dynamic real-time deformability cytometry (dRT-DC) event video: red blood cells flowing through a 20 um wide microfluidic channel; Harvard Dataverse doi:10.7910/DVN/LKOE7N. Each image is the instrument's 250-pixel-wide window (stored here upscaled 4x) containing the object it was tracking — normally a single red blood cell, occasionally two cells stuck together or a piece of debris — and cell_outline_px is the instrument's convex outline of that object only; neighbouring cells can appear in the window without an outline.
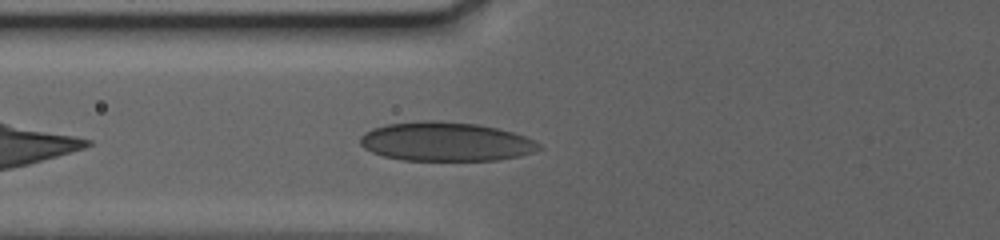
{"species": "human", "species_latin": "Homo sapiens", "temperature_condition": "warm", "stored_images_in_passage": 21, "camera_frame_rate_fps": 3000, "um_per_image_px": 0.085, "donor": {"sex": "female"}, "frame": {"image": 1, "passage_image": 8, "time_ms": 4.333, "image_size_px": [1000, 240], "cell_outline_px": [[544, 148], [520, 156], [496, 160], [400, 160], [384, 156], [372, 152], [364, 148], [360, 144], [360, 136], [364, 132], [372, 128], [388, 124], [424, 120], [436, 120], [476, 124], [496, 128], [512, 132], [524, 136], [540, 144]], "centroid_in_image_um": [37.87, 12.04], "position_along_channel_um": 87.9, "area_um2": 40.63}}
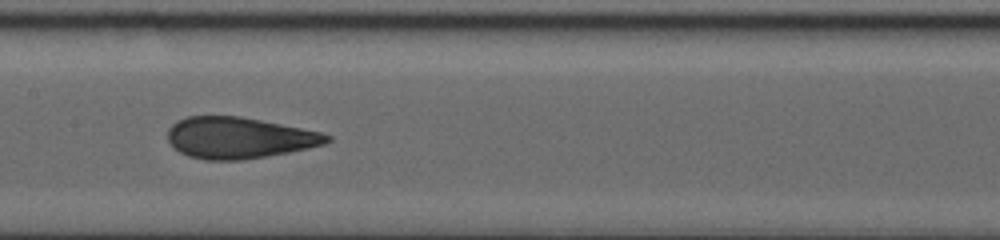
{"frame": {"image": 2, "passage_image": 14, "time_ms": 7.667, "image_size_px": [1000, 240], "cell_outline_px": [[332, 140], [324, 144], [308, 148], [288, 152], [240, 160], [204, 160], [188, 156], [180, 152], [168, 140], [168, 128], [176, 120], [188, 116], [240, 116], [320, 132], [332, 136]], "centroid_in_image_um": [20.29, 11.71], "position_along_channel_um": 187.1, "area_um2": 38.03}}
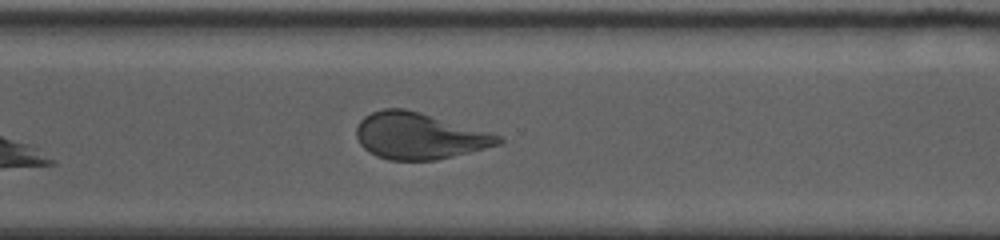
{"frame": {"image": 3, "passage_image": 21, "time_ms": 12.667, "image_size_px": [1000, 240], "cell_outline_px": [[504, 140], [500, 144], [436, 160], [388, 160], [376, 156], [368, 152], [360, 144], [356, 136], [356, 128], [360, 120], [364, 116], [372, 112], [384, 108], [404, 108], [420, 112], [488, 132], [500, 136]], "centroid_in_image_um": [35.57, 11.55], "position_along_channel_um": 335.0, "area_um2": 38.09}}